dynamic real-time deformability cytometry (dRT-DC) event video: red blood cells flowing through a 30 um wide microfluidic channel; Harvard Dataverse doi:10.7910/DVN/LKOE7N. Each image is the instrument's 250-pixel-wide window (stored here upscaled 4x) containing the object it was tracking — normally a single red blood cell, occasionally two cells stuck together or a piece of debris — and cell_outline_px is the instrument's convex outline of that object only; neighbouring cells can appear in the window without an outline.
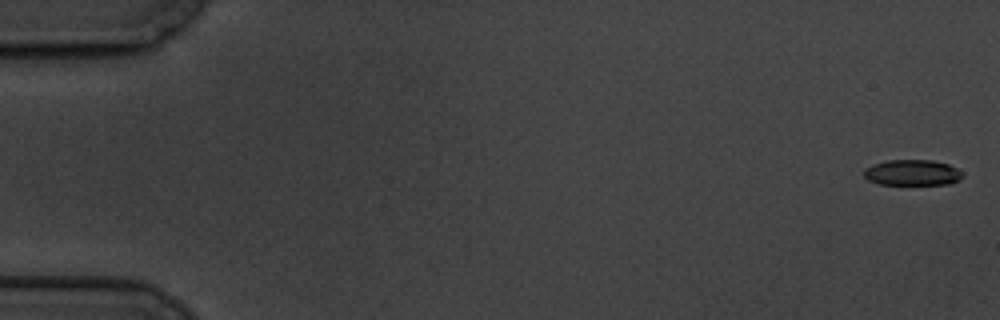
{"species": "common noctule bat (a hibernating species)", "species_latin": "Nyctalus noctula", "temperature_condition": "cold", "stored_images_in_passage": 5, "camera_frame_rate_fps": 3000, "um_per_image_px": 0.085, "animal": {"sex": "male", "body_mass_g": 19.5, "forearm_length_mm": 54.6}, "frame": {"image": 1, "passage_image": 1, "time_ms": 0.0, "image_size_px": [1000, 320], "cell_outline_px": [[964, 176], [960, 180], [948, 184], [880, 184], [868, 180], [864, 176], [864, 168], [872, 164], [888, 160], [932, 160], [948, 164], [964, 172]], "centroid_in_image_um": [77.56, 14.67], "position_along_channel_um": 7.4, "area_um2": 14.91}}
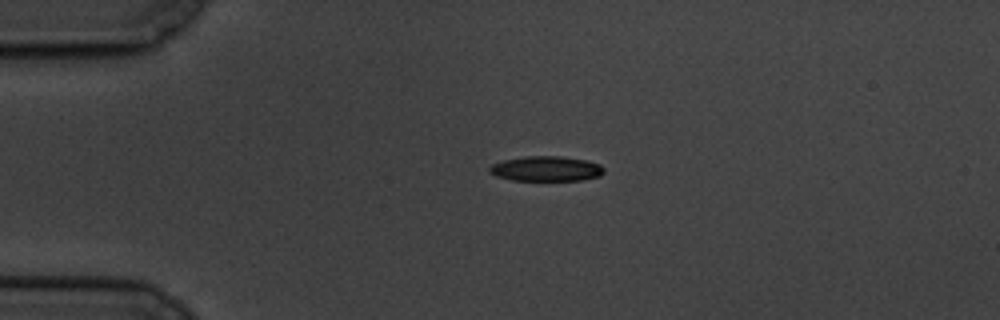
{"frame": {"image": 2, "passage_image": 4, "time_ms": 4.333, "image_size_px": [1000, 320], "cell_outline_px": [[604, 172], [600, 176], [584, 180], [512, 180], [496, 176], [488, 172], [488, 168], [492, 164], [504, 160], [524, 156], [560, 156], [588, 160], [600, 164], [604, 168]], "centroid_in_image_um": [46.44, 14.34], "position_along_channel_um": 38.6, "area_um2": 16.82}}